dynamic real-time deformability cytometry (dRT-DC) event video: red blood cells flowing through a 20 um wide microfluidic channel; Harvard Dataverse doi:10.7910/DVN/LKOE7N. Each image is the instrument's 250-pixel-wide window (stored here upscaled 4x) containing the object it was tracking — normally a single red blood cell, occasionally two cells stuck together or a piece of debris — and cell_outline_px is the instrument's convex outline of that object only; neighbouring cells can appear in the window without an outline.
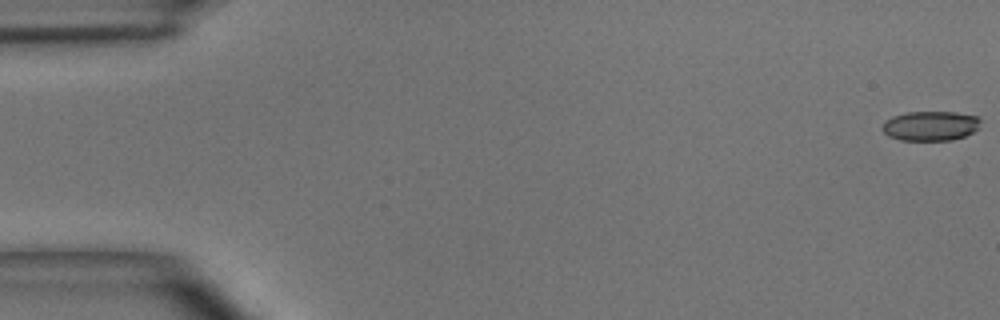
{"species": "common noctule bat (a hibernating species)", "species_latin": "Nyctalus noctula", "temperature_condition": "room temperature", "stored_images_in_passage": 50, "camera_frame_rate_fps": 3000, "um_per_image_px": 0.085, "animal": {"sex": "male", "body_mass_g": 15.6}, "frame": {"image": 1, "passage_image": 1, "time_ms": 0.0, "image_size_px": [1000, 320], "cell_outline_px": [[980, 128], [964, 136], [952, 140], [900, 140], [888, 136], [884, 132], [884, 124], [892, 116], [908, 112], [956, 112], [980, 116]], "centroid_in_image_um": [79.15, 10.69], "position_along_channel_um": 5.8, "area_um2": 16.94}}
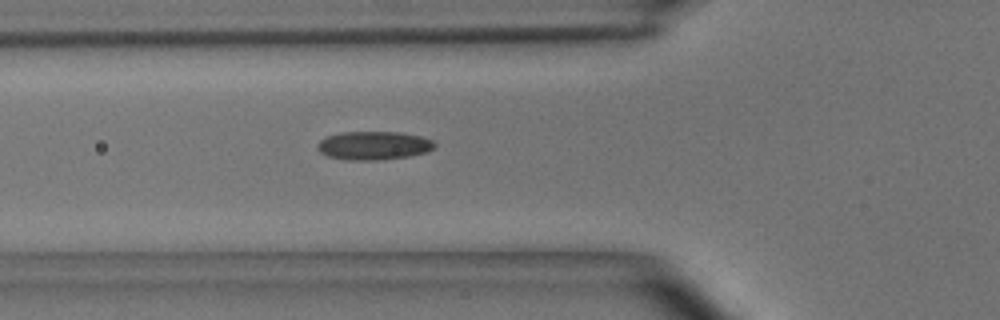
{"frame": {"image": 2, "passage_image": 18, "time_ms": 5.667, "image_size_px": [1000, 320], "cell_outline_px": [[436, 144], [428, 152], [408, 156], [384, 160], [348, 160], [328, 156], [320, 152], [316, 148], [316, 144], [320, 140], [328, 136], [340, 132], [400, 132], [420, 136], [432, 140]], "centroid_in_image_um": [31.75, 12.37], "position_along_channel_um": 94.1, "area_um2": 19.54}}
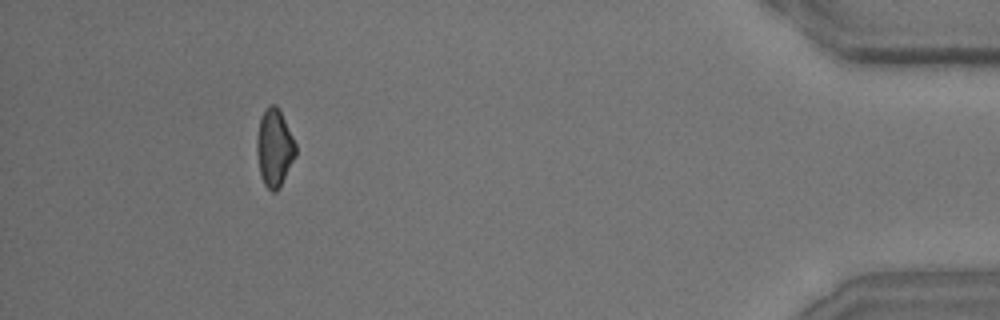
{"frame": {"image": 3, "passage_image": 46, "time_ms": 15.0, "image_size_px": [1000, 320], "cell_outline_px": [[296, 156], [276, 192], [272, 192], [264, 184], [260, 176], [256, 152], [256, 136], [260, 116], [268, 104], [276, 104], [296, 144]], "centroid_in_image_um": [23.29, 12.55], "position_along_channel_um": 411.9, "area_um2": 17.57}, "authors_computed_cell_mechanics": {"area_um2": 18.0047, "velocity_mm_per_s": 4.0466, "shape_relaxation_time_tau1_ms": 3.6934, "shape_relaxation_time_tau2_ms": 3.5877, "deformation_change_tau1": 0.1208, "deformation_change_tau2": 0.115}}